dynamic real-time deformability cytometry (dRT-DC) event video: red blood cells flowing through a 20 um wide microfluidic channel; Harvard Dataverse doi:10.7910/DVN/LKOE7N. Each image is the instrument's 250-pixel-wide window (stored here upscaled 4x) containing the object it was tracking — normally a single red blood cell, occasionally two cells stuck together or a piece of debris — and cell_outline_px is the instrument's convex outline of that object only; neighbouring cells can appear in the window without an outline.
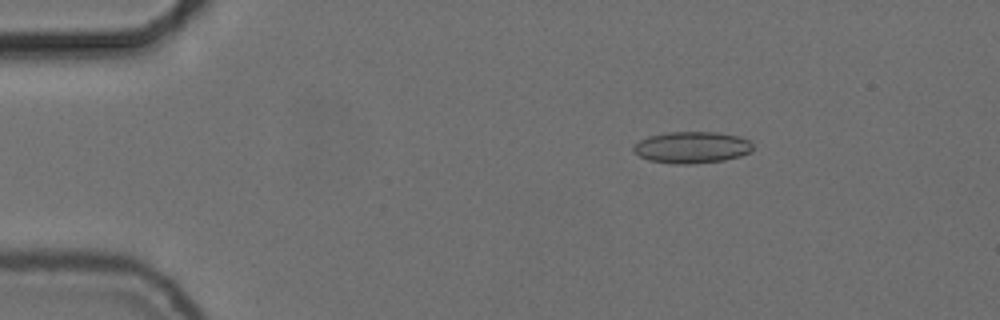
{"species": "common noctule bat (a hibernating species)", "species_latin": "Nyctalus noctula", "temperature_condition": "cold", "stored_images_in_passage": 15, "camera_frame_rate_fps": 3000, "um_per_image_px": 0.085, "animal": {"sex": "female", "body_mass_g": 24.6, "forearm_length_mm": 56.2}, "frame": {"image": 1, "passage_image": 9, "time_ms": 2.667, "image_size_px": [1000, 320], "cell_outline_px": [[752, 152], [740, 156], [724, 160], [692, 164], [672, 164], [648, 160], [632, 152], [632, 148], [640, 140], [648, 136], [668, 132], [716, 132], [740, 136], [748, 140], [752, 144]], "centroid_in_image_um": [58.8, 12.53], "position_along_channel_um": 26.2, "area_um2": 22.14}}